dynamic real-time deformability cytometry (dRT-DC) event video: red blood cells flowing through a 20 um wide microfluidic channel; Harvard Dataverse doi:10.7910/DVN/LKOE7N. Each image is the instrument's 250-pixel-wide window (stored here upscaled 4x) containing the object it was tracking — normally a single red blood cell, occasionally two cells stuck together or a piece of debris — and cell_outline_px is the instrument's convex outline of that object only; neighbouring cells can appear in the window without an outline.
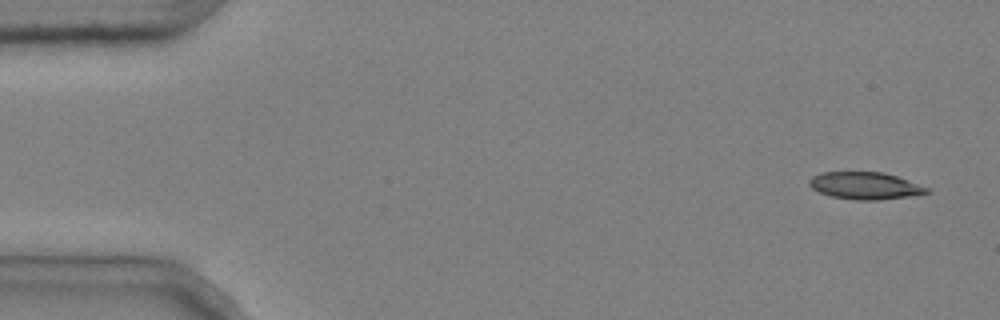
{"species": "common noctule bat (a hibernating species)", "species_latin": "Nyctalus noctula", "temperature_condition": "cold", "stored_images_in_passage": 5, "camera_frame_rate_fps": 3000, "um_per_image_px": 0.085, "animal": {"sex": "male", "body_mass_g": 20.4}, "frame": {"image": 1, "passage_image": 1, "time_ms": 0.0, "image_size_px": [1000, 320], "cell_outline_px": [[932, 192], [908, 196], [876, 200], [856, 200], [832, 196], [820, 192], [812, 188], [808, 184], [808, 180], [812, 176], [820, 172], [884, 172], [932, 188]], "centroid_in_image_um": [73.55, 15.77], "position_along_channel_um": 11.4, "area_um2": 18.67}}
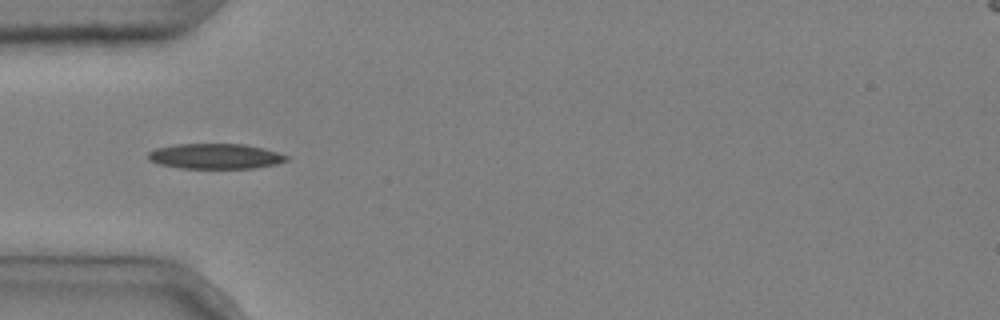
{"frame": {"image": 2, "passage_image": 5, "time_ms": 1.333, "image_size_px": [1000, 320], "cell_outline_px": [[288, 160], [276, 164], [256, 168], [180, 168], [160, 164], [148, 160], [148, 152], [156, 148], [176, 144], [244, 144], [276, 152], [288, 156]], "centroid_in_image_um": [18.28, 13.28], "position_along_channel_um": 66.7, "area_um2": 20.23}}